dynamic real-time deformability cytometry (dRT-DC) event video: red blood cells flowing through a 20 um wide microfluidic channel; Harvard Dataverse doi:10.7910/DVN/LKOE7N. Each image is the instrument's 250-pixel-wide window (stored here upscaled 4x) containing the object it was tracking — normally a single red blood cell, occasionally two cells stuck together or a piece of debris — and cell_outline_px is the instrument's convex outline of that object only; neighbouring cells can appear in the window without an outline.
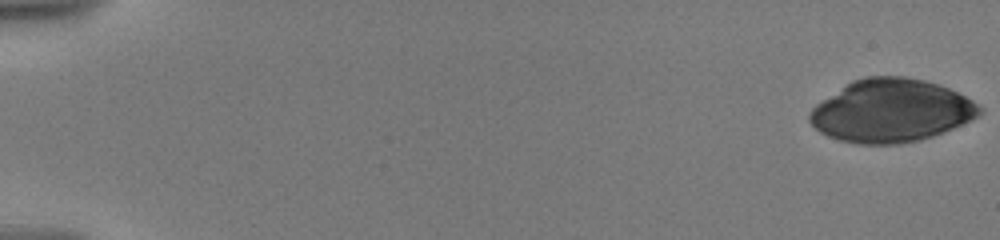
{"species": "human", "species_latin": "Homo sapiens", "temperature_condition": "warm", "stored_images_in_passage": 92, "camera_frame_rate_fps": 3000, "um_per_image_px": 0.085, "donor": {"sex": "male"}, "frame": {"image": 1, "passage_image": 1, "time_ms": 0.0, "image_size_px": [1000, 240], "cell_outline_px": [[980, 112], [976, 116], [944, 132], [920, 140], [900, 144], [856, 144], [840, 140], [828, 136], [820, 132], [808, 120], [808, 116], [812, 108], [816, 104], [852, 80], [864, 76], [904, 76], [924, 80], [940, 84], [972, 100], [980, 108]], "centroid_in_image_um": [75.7, 9.41], "position_along_channel_um": 9.3, "area_um2": 61.9}}